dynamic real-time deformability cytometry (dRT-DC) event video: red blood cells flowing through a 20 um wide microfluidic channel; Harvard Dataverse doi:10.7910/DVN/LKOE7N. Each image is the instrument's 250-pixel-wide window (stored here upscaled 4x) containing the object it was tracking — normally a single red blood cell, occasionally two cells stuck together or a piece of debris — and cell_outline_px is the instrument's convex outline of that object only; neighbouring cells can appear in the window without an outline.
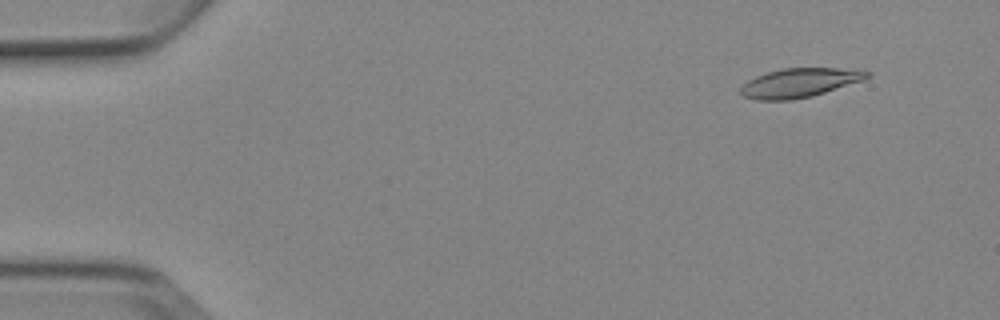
{"species": "Egyptian fruit bat (a non-hibernating species)", "species_latin": "Rousettus aegyptiacus", "temperature_condition": "cold", "stored_images_in_passage": 5, "camera_frame_rate_fps": 3000, "um_per_image_px": 0.085, "animal": {"sex": "female"}, "frame": {"image": 1, "passage_image": 2, "time_ms": 1.0, "image_size_px": [1000, 320], "cell_outline_px": [[872, 76], [864, 80], [812, 96], [792, 100], [756, 100], [744, 96], [740, 92], [740, 88], [748, 80], [756, 76], [768, 72], [784, 68], [864, 68], [872, 72]], "centroid_in_image_um": [68.06, 7.02], "position_along_channel_um": 16.9, "area_um2": 21.73}}
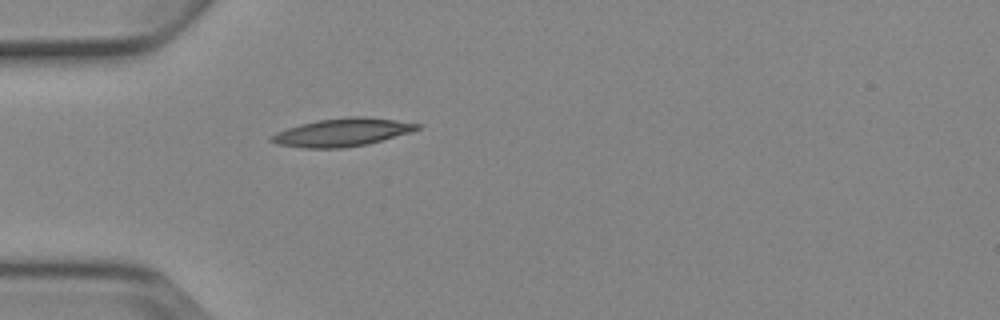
{"frame": {"image": 2, "passage_image": 5, "time_ms": 4.667, "image_size_px": [1000, 320], "cell_outline_px": [[424, 124], [420, 128], [408, 132], [368, 144], [344, 148], [304, 148], [276, 144], [268, 140], [268, 136], [276, 132], [300, 124], [316, 120], [348, 116], [364, 116], [396, 120]], "centroid_in_image_um": [29.04, 11.24], "position_along_channel_um": 56.0, "area_um2": 23.93}}